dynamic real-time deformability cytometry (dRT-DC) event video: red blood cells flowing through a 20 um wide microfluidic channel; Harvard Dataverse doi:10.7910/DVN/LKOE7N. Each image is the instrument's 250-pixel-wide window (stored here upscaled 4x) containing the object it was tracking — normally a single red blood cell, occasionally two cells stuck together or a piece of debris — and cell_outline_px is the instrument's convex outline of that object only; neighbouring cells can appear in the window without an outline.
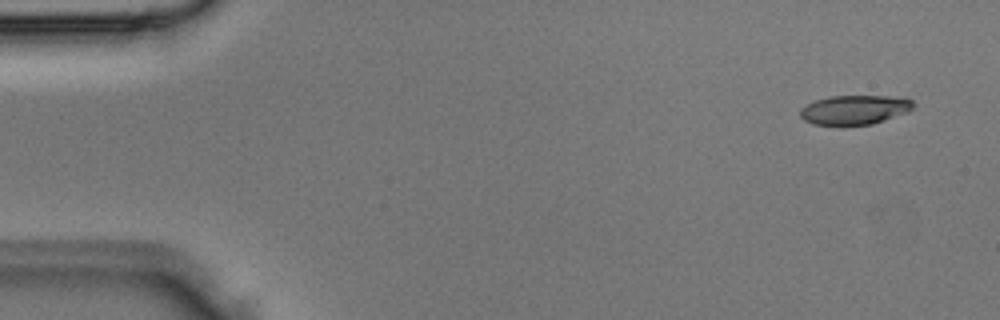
{"species": "Egyptian fruit bat (a non-hibernating species)", "species_latin": "Rousettus aegyptiacus", "temperature_condition": "room temperature", "stored_images_in_passage": 2, "camera_frame_rate_fps": 3000, "um_per_image_px": 0.085, "animal": {"sex": "male"}, "frame": {"image": 1, "passage_image": 2, "time_ms": 0.333, "image_size_px": [1000, 320], "cell_outline_px": [[916, 104], [908, 112], [872, 124], [812, 124], [804, 120], [800, 116], [800, 108], [816, 100], [832, 96], [888, 96], [912, 100]], "centroid_in_image_um": [72.65, 9.32], "position_along_channel_um": 12.4, "area_um2": 19.02}}